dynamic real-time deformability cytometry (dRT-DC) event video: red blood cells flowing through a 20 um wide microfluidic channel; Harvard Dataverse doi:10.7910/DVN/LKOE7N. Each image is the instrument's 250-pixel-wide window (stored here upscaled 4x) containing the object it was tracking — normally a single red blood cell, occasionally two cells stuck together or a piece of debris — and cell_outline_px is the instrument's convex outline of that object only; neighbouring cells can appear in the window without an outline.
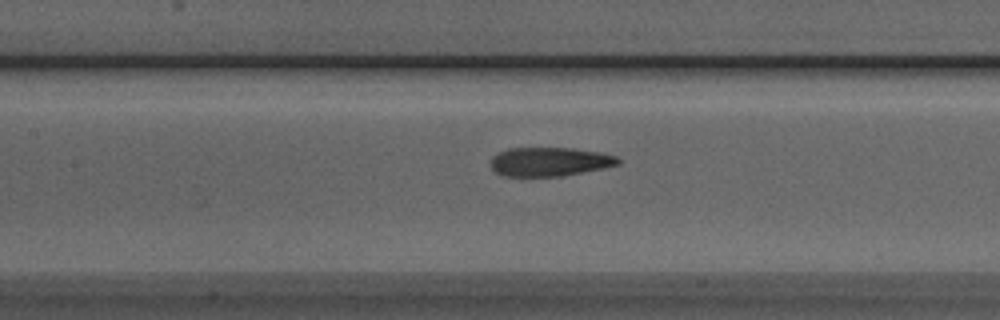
{"species": "Egyptian fruit bat (a non-hibernating species)", "species_latin": "Rousettus aegyptiacus", "temperature_condition": "room temperature", "stored_images_in_passage": 26, "camera_frame_rate_fps": 3000, "um_per_image_px": 0.085, "animal": {"sex": "male"}, "frame": {"image": 1, "passage_image": 14, "time_ms": 4.333, "image_size_px": [1000, 320], "cell_outline_px": [[620, 164], [560, 176], [504, 176], [496, 172], [492, 168], [492, 156], [508, 148], [572, 148], [600, 152], [616, 156], [620, 160]], "centroid_in_image_um": [46.7, 13.73], "position_along_channel_um": 160.7, "area_um2": 21.15}}
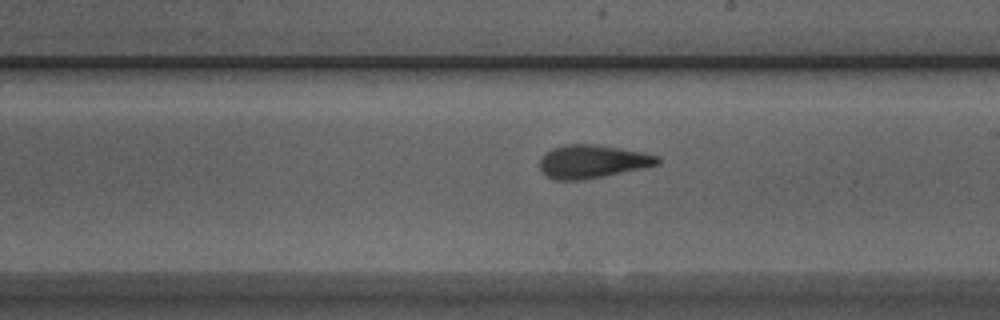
{"frame": {"image": 2, "passage_image": 20, "time_ms": 6.333, "image_size_px": [1000, 320], "cell_outline_px": [[660, 164], [604, 176], [584, 180], [556, 180], [540, 172], [540, 156], [544, 152], [552, 148], [564, 144], [596, 144], [620, 148], [660, 156]], "centroid_in_image_um": [50.3, 13.72], "position_along_channel_um": 238.7, "area_um2": 22.95}}
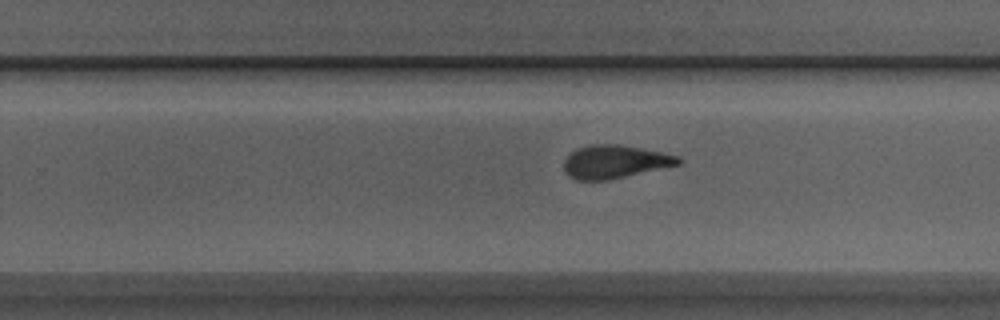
{"frame": {"image": 3, "passage_image": 23, "time_ms": 7.333, "image_size_px": [1000, 320], "cell_outline_px": [[684, 160], [680, 164], [608, 180], [576, 180], [568, 176], [564, 172], [564, 160], [576, 148], [592, 144], [620, 144], [680, 156]], "centroid_in_image_um": [52.25, 13.75], "position_along_channel_um": 277.6, "area_um2": 22.14}}